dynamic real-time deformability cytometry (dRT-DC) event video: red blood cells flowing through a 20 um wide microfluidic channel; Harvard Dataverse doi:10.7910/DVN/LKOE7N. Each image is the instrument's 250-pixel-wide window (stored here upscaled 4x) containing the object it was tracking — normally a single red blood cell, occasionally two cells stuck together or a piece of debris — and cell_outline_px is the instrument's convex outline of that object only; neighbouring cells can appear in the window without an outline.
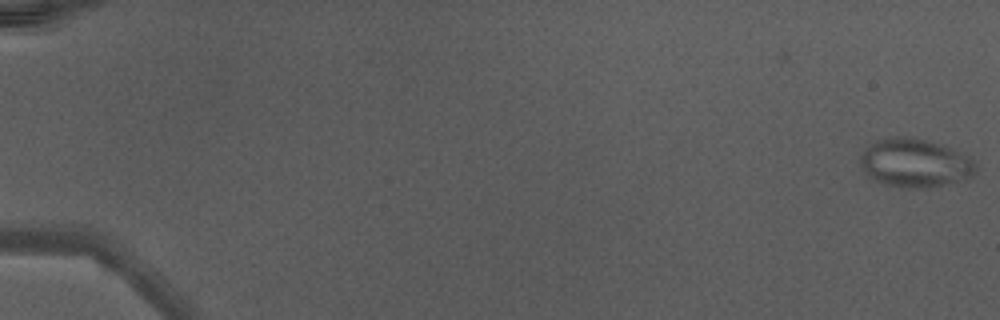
{"species": "Egyptian fruit bat (a non-hibernating species)", "species_latin": "Rousettus aegyptiacus", "temperature_condition": "warm", "stored_images_in_passage": 15, "camera_frame_rate_fps": 3000, "um_per_image_px": 0.085, "animal": {"sex": "male"}, "frame": {"image": 1, "passage_image": 1, "time_ms": 0.0, "image_size_px": [1000, 320], "cell_outline_px": [[976, 172], [972, 176], [964, 180], [924, 188], [904, 188], [884, 184], [876, 180], [860, 164], [860, 156], [872, 144], [880, 140], [892, 136], [900, 136], [928, 140], [940, 144], [968, 156], [976, 164]], "centroid_in_image_um": [77.82, 13.86], "position_along_channel_um": 7.2, "area_um2": 32.08}}